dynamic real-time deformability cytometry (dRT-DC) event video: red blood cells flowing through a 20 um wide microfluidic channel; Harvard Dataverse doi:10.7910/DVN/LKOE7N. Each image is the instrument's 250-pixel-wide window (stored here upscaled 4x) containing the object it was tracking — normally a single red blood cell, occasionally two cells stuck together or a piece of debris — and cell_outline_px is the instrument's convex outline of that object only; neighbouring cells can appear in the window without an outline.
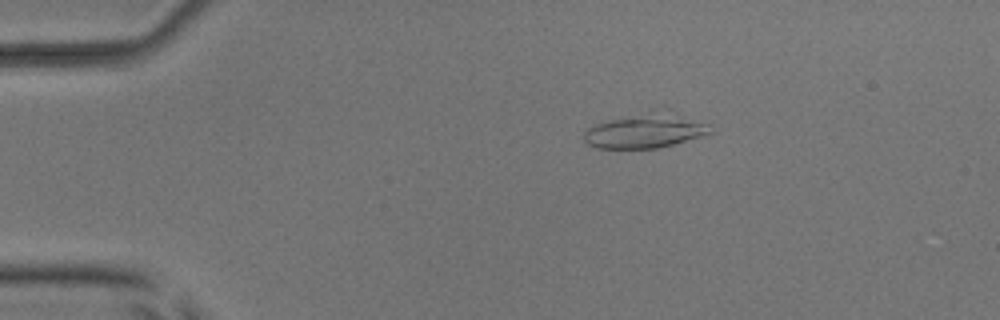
{"species": "common noctule bat (a hibernating species)", "species_latin": "Nyctalus noctula", "temperature_condition": "room temperature", "stored_images_in_passage": 4, "camera_frame_rate_fps": 3000, "um_per_image_px": 0.085, "animal": {"sex": "male", "body_mass_g": 17.9, "forearm_length_mm": 54.2}, "frame": {"image": 1, "passage_image": 1, "time_ms": 0.0, "image_size_px": [1000, 320], "cell_outline_px": [[716, 132], [672, 144], [656, 148], [596, 148], [588, 144], [584, 140], [584, 132], [588, 128], [596, 124], [608, 120], [656, 108], [708, 124]], "centroid_in_image_um": [54.85, 11.1], "position_along_channel_um": 30.2, "area_um2": 25.32}}